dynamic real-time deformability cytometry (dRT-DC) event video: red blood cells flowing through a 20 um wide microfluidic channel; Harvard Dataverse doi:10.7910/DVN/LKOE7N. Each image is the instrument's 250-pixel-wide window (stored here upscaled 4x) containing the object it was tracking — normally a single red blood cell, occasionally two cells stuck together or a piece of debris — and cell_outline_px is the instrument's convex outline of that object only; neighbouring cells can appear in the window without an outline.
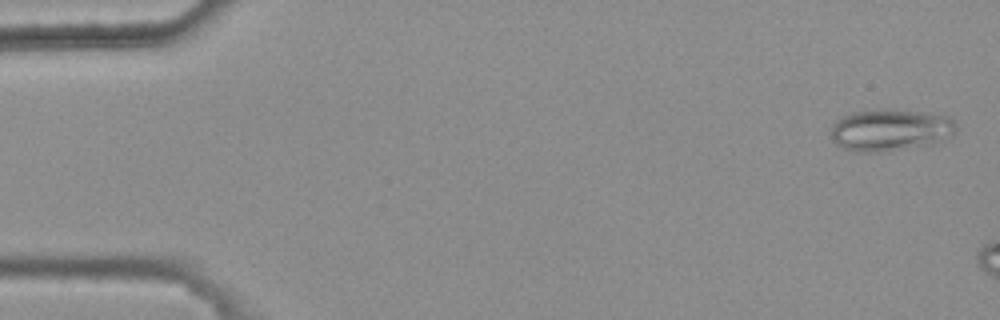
{"species": "common noctule bat (a hibernating species)", "species_latin": "Nyctalus noctula", "temperature_condition": "warm", "stored_images_in_passage": 3, "camera_frame_rate_fps": 3000, "um_per_image_px": 0.085, "animal": {"sex": "female", "body_mass_g": 25.1}, "frame": {"image": 1, "passage_image": 1, "time_ms": 0.0, "image_size_px": [1000, 320], "cell_outline_px": [[956, 132], [952, 136], [932, 144], [888, 152], [856, 152], [844, 148], [836, 144], [832, 140], [832, 124], [836, 120], [852, 112], [924, 112], [948, 116], [956, 124]], "centroid_in_image_um": [75.7, 11.11], "position_along_channel_um": 9.3, "area_um2": 29.94}}